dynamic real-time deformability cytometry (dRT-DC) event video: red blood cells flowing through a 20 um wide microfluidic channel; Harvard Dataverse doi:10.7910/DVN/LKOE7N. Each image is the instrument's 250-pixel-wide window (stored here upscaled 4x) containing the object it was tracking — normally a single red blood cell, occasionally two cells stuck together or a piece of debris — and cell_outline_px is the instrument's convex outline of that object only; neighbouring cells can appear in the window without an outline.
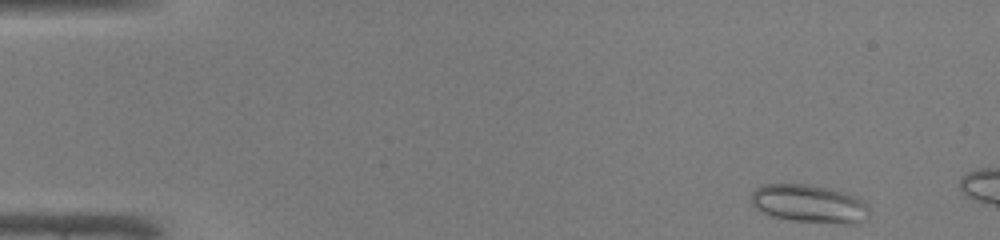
{"species": "common noctule bat (a hibernating species)", "species_latin": "Nyctalus noctula", "temperature_condition": "warm", "stored_images_in_passage": 6, "camera_frame_rate_fps": 3000, "um_per_image_px": 0.085, "animal": {"sex": "male", "body_mass_g": 19.0, "forearm_length_mm": 50.8}, "frame": {"image": 1, "passage_image": 1, "time_ms": 0.0, "image_size_px": [1000, 240], "cell_outline_px": [[868, 216], [864, 220], [856, 224], [844, 224], [792, 220], [772, 216], [756, 208], [752, 204], [752, 192], [760, 184], [808, 184], [828, 188], [844, 192], [856, 196], [868, 204]], "centroid_in_image_um": [68.81, 17.31], "position_along_channel_um": 16.2, "area_um2": 26.24}}